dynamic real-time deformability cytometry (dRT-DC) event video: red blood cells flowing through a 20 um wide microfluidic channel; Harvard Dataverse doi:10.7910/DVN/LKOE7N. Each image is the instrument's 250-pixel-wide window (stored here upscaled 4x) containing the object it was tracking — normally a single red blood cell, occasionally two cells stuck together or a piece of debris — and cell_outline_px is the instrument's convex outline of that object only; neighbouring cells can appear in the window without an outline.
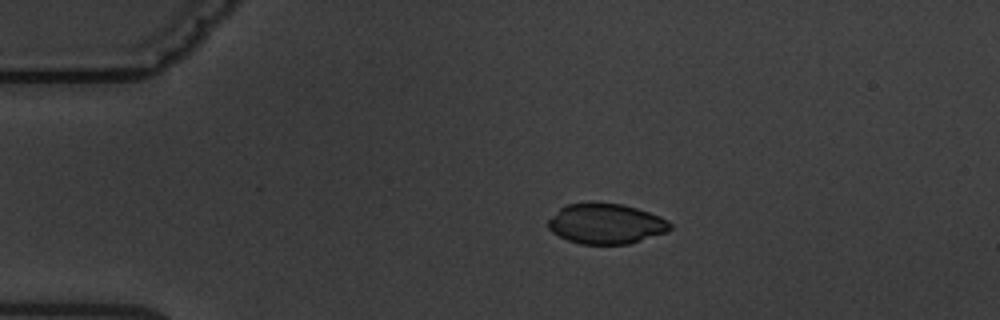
{"species": "common noctule bat (a hibernating species)", "species_latin": "Nyctalus noctula", "temperature_condition": "warm", "stored_images_in_passage": 14, "camera_frame_rate_fps": 3000, "um_per_image_px": 0.085, "animal": {"sex": "male", "body_mass_g": 19.5, "forearm_length_mm": 54.6}, "frame": {"image": 1, "passage_image": 2, "time_ms": 2.333, "image_size_px": [1000, 320], "cell_outline_px": [[672, 228], [668, 232], [628, 244], [580, 244], [568, 240], [552, 232], [548, 228], [548, 220], [560, 208], [568, 204], [588, 200], [624, 204], [660, 216], [668, 220], [672, 224]], "centroid_in_image_um": [51.51, 18.99], "position_along_channel_um": 33.5, "area_um2": 29.13}}
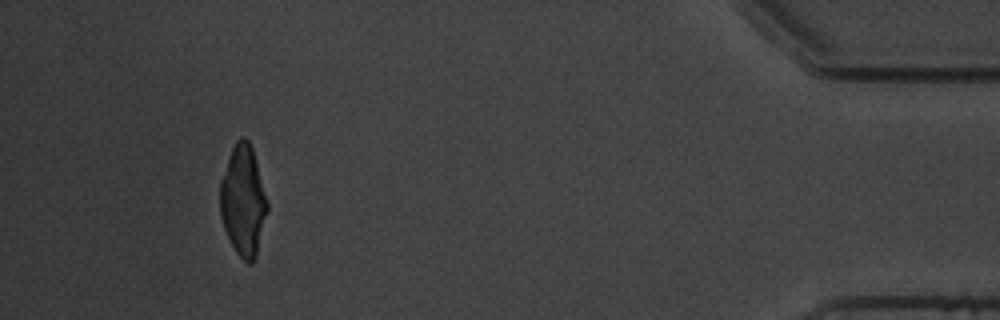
{"frame": {"image": 2, "passage_image": 13, "time_ms": 16.0, "image_size_px": [1000, 320], "cell_outline_px": [[268, 208], [256, 256], [252, 264], [248, 264], [236, 252], [224, 228], [220, 216], [220, 180], [232, 148], [236, 140], [240, 136], [244, 136], [248, 140], [252, 148], [268, 200]], "centroid_in_image_um": [20.67, 17.04], "position_along_channel_um": 414.5, "area_um2": 30.29}}